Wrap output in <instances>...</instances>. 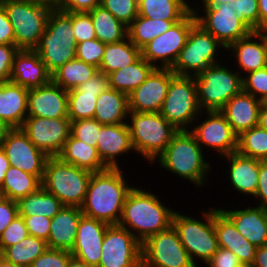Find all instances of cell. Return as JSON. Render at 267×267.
I'll use <instances>...</instances> for the list:
<instances>
[{
	"instance_id": "6da1fadb",
	"label": "cell",
	"mask_w": 267,
	"mask_h": 267,
	"mask_svg": "<svg viewBox=\"0 0 267 267\" xmlns=\"http://www.w3.org/2000/svg\"><path fill=\"white\" fill-rule=\"evenodd\" d=\"M125 179L120 168L92 173L84 203L80 207L83 215L108 225L118 224L126 197L133 188Z\"/></svg>"
},
{
	"instance_id": "7a4b0ae2",
	"label": "cell",
	"mask_w": 267,
	"mask_h": 267,
	"mask_svg": "<svg viewBox=\"0 0 267 267\" xmlns=\"http://www.w3.org/2000/svg\"><path fill=\"white\" fill-rule=\"evenodd\" d=\"M163 204L154 193L133 187L126 197L118 225L129 230L142 244L172 226L175 211Z\"/></svg>"
},
{
	"instance_id": "3957f363",
	"label": "cell",
	"mask_w": 267,
	"mask_h": 267,
	"mask_svg": "<svg viewBox=\"0 0 267 267\" xmlns=\"http://www.w3.org/2000/svg\"><path fill=\"white\" fill-rule=\"evenodd\" d=\"M202 148L189 130H180L156 160L162 168L200 187L208 182L207 174L212 169L205 161Z\"/></svg>"
},
{
	"instance_id": "277c9868",
	"label": "cell",
	"mask_w": 267,
	"mask_h": 267,
	"mask_svg": "<svg viewBox=\"0 0 267 267\" xmlns=\"http://www.w3.org/2000/svg\"><path fill=\"white\" fill-rule=\"evenodd\" d=\"M77 41L72 29V12L54 7L48 17L44 34L34 51L52 74L76 58Z\"/></svg>"
},
{
	"instance_id": "5b68a950",
	"label": "cell",
	"mask_w": 267,
	"mask_h": 267,
	"mask_svg": "<svg viewBox=\"0 0 267 267\" xmlns=\"http://www.w3.org/2000/svg\"><path fill=\"white\" fill-rule=\"evenodd\" d=\"M91 171L62 161L58 156L48 157L42 187L55 195L64 206L81 207L84 203Z\"/></svg>"
},
{
	"instance_id": "8992f818",
	"label": "cell",
	"mask_w": 267,
	"mask_h": 267,
	"mask_svg": "<svg viewBox=\"0 0 267 267\" xmlns=\"http://www.w3.org/2000/svg\"><path fill=\"white\" fill-rule=\"evenodd\" d=\"M128 123L134 151L151 163L171 142L176 130L159 112H129Z\"/></svg>"
},
{
	"instance_id": "52a82bcc",
	"label": "cell",
	"mask_w": 267,
	"mask_h": 267,
	"mask_svg": "<svg viewBox=\"0 0 267 267\" xmlns=\"http://www.w3.org/2000/svg\"><path fill=\"white\" fill-rule=\"evenodd\" d=\"M13 26L15 46L34 50L44 34L47 20L54 8L31 0H0Z\"/></svg>"
},
{
	"instance_id": "ba28073f",
	"label": "cell",
	"mask_w": 267,
	"mask_h": 267,
	"mask_svg": "<svg viewBox=\"0 0 267 267\" xmlns=\"http://www.w3.org/2000/svg\"><path fill=\"white\" fill-rule=\"evenodd\" d=\"M220 63L204 68L194 76L199 106L206 111H220L243 90L242 75Z\"/></svg>"
},
{
	"instance_id": "9c48e42d",
	"label": "cell",
	"mask_w": 267,
	"mask_h": 267,
	"mask_svg": "<svg viewBox=\"0 0 267 267\" xmlns=\"http://www.w3.org/2000/svg\"><path fill=\"white\" fill-rule=\"evenodd\" d=\"M204 221H200L175 211L172 226L177 231L179 239L189 254L192 262L197 266L195 256L205 264L219 249L214 226V208L203 212Z\"/></svg>"
},
{
	"instance_id": "30bf717a",
	"label": "cell",
	"mask_w": 267,
	"mask_h": 267,
	"mask_svg": "<svg viewBox=\"0 0 267 267\" xmlns=\"http://www.w3.org/2000/svg\"><path fill=\"white\" fill-rule=\"evenodd\" d=\"M201 110L197 87L194 76L175 75L168 88L167 95L163 101L160 114L178 131L188 130V125L192 124L200 116Z\"/></svg>"
},
{
	"instance_id": "8fae6325",
	"label": "cell",
	"mask_w": 267,
	"mask_h": 267,
	"mask_svg": "<svg viewBox=\"0 0 267 267\" xmlns=\"http://www.w3.org/2000/svg\"><path fill=\"white\" fill-rule=\"evenodd\" d=\"M220 45L223 47L212 34L196 23L171 70L178 76L199 74L204 68L220 63L216 59Z\"/></svg>"
},
{
	"instance_id": "7c38bea8",
	"label": "cell",
	"mask_w": 267,
	"mask_h": 267,
	"mask_svg": "<svg viewBox=\"0 0 267 267\" xmlns=\"http://www.w3.org/2000/svg\"><path fill=\"white\" fill-rule=\"evenodd\" d=\"M141 254L142 267H197L173 226L147 238L141 244Z\"/></svg>"
},
{
	"instance_id": "4fadbf2b",
	"label": "cell",
	"mask_w": 267,
	"mask_h": 267,
	"mask_svg": "<svg viewBox=\"0 0 267 267\" xmlns=\"http://www.w3.org/2000/svg\"><path fill=\"white\" fill-rule=\"evenodd\" d=\"M203 6V13L205 14L203 16H199L197 11L199 9L192 7L196 22L205 31L212 34L224 49L253 32L238 18L230 3Z\"/></svg>"
},
{
	"instance_id": "5bb4252c",
	"label": "cell",
	"mask_w": 267,
	"mask_h": 267,
	"mask_svg": "<svg viewBox=\"0 0 267 267\" xmlns=\"http://www.w3.org/2000/svg\"><path fill=\"white\" fill-rule=\"evenodd\" d=\"M196 23L192 10L184 19L146 44L141 49V56L155 68L171 69L186 44L191 28ZM157 61H161L160 66L159 64L157 66Z\"/></svg>"
},
{
	"instance_id": "9a60e30c",
	"label": "cell",
	"mask_w": 267,
	"mask_h": 267,
	"mask_svg": "<svg viewBox=\"0 0 267 267\" xmlns=\"http://www.w3.org/2000/svg\"><path fill=\"white\" fill-rule=\"evenodd\" d=\"M141 243L124 227L109 225L102 242L97 267H141Z\"/></svg>"
},
{
	"instance_id": "2e32d148",
	"label": "cell",
	"mask_w": 267,
	"mask_h": 267,
	"mask_svg": "<svg viewBox=\"0 0 267 267\" xmlns=\"http://www.w3.org/2000/svg\"><path fill=\"white\" fill-rule=\"evenodd\" d=\"M22 131L48 157L58 156L70 136L69 118L26 117Z\"/></svg>"
},
{
	"instance_id": "e0dca14e",
	"label": "cell",
	"mask_w": 267,
	"mask_h": 267,
	"mask_svg": "<svg viewBox=\"0 0 267 267\" xmlns=\"http://www.w3.org/2000/svg\"><path fill=\"white\" fill-rule=\"evenodd\" d=\"M0 147L10 166L35 175L42 182L48 156L29 140L21 128H12Z\"/></svg>"
},
{
	"instance_id": "ac0fdd59",
	"label": "cell",
	"mask_w": 267,
	"mask_h": 267,
	"mask_svg": "<svg viewBox=\"0 0 267 267\" xmlns=\"http://www.w3.org/2000/svg\"><path fill=\"white\" fill-rule=\"evenodd\" d=\"M175 75L169 68H154L146 80L128 94L129 112H160Z\"/></svg>"
},
{
	"instance_id": "d6986e66",
	"label": "cell",
	"mask_w": 267,
	"mask_h": 267,
	"mask_svg": "<svg viewBox=\"0 0 267 267\" xmlns=\"http://www.w3.org/2000/svg\"><path fill=\"white\" fill-rule=\"evenodd\" d=\"M207 119L189 131L201 145L216 150L220 156L237 152L238 136L220 111H206Z\"/></svg>"
},
{
	"instance_id": "ffe728a7",
	"label": "cell",
	"mask_w": 267,
	"mask_h": 267,
	"mask_svg": "<svg viewBox=\"0 0 267 267\" xmlns=\"http://www.w3.org/2000/svg\"><path fill=\"white\" fill-rule=\"evenodd\" d=\"M27 117L69 118L68 91L52 80L28 90Z\"/></svg>"
},
{
	"instance_id": "44dd1931",
	"label": "cell",
	"mask_w": 267,
	"mask_h": 267,
	"mask_svg": "<svg viewBox=\"0 0 267 267\" xmlns=\"http://www.w3.org/2000/svg\"><path fill=\"white\" fill-rule=\"evenodd\" d=\"M108 226L102 221L82 215L77 227L75 244L70 251L72 256L88 265L97 267Z\"/></svg>"
},
{
	"instance_id": "7402d4cb",
	"label": "cell",
	"mask_w": 267,
	"mask_h": 267,
	"mask_svg": "<svg viewBox=\"0 0 267 267\" xmlns=\"http://www.w3.org/2000/svg\"><path fill=\"white\" fill-rule=\"evenodd\" d=\"M52 80V74L34 50L19 49L16 53L9 81L27 89L46 85Z\"/></svg>"
},
{
	"instance_id": "603a6c76",
	"label": "cell",
	"mask_w": 267,
	"mask_h": 267,
	"mask_svg": "<svg viewBox=\"0 0 267 267\" xmlns=\"http://www.w3.org/2000/svg\"><path fill=\"white\" fill-rule=\"evenodd\" d=\"M214 226L219 247L232 251L242 264L252 265L257 247L250 243L217 207L214 208Z\"/></svg>"
},
{
	"instance_id": "cb8c5ba5",
	"label": "cell",
	"mask_w": 267,
	"mask_h": 267,
	"mask_svg": "<svg viewBox=\"0 0 267 267\" xmlns=\"http://www.w3.org/2000/svg\"><path fill=\"white\" fill-rule=\"evenodd\" d=\"M96 147L108 168H120L116 156L134 151L128 124L102 125Z\"/></svg>"
},
{
	"instance_id": "d4e9b609",
	"label": "cell",
	"mask_w": 267,
	"mask_h": 267,
	"mask_svg": "<svg viewBox=\"0 0 267 267\" xmlns=\"http://www.w3.org/2000/svg\"><path fill=\"white\" fill-rule=\"evenodd\" d=\"M262 101L243 90L233 96L220 110L232 127L234 133L240 136L258 125L259 111Z\"/></svg>"
},
{
	"instance_id": "484cf974",
	"label": "cell",
	"mask_w": 267,
	"mask_h": 267,
	"mask_svg": "<svg viewBox=\"0 0 267 267\" xmlns=\"http://www.w3.org/2000/svg\"><path fill=\"white\" fill-rule=\"evenodd\" d=\"M220 210L250 243L256 247L267 245V209L257 205L240 210Z\"/></svg>"
},
{
	"instance_id": "4316f807",
	"label": "cell",
	"mask_w": 267,
	"mask_h": 267,
	"mask_svg": "<svg viewBox=\"0 0 267 267\" xmlns=\"http://www.w3.org/2000/svg\"><path fill=\"white\" fill-rule=\"evenodd\" d=\"M82 215L80 207H62L51 219L48 248L71 251L75 244L77 227Z\"/></svg>"
},
{
	"instance_id": "83f0119b",
	"label": "cell",
	"mask_w": 267,
	"mask_h": 267,
	"mask_svg": "<svg viewBox=\"0 0 267 267\" xmlns=\"http://www.w3.org/2000/svg\"><path fill=\"white\" fill-rule=\"evenodd\" d=\"M28 90L13 81H0V119L20 128L27 117Z\"/></svg>"
},
{
	"instance_id": "f1b7e54d",
	"label": "cell",
	"mask_w": 267,
	"mask_h": 267,
	"mask_svg": "<svg viewBox=\"0 0 267 267\" xmlns=\"http://www.w3.org/2000/svg\"><path fill=\"white\" fill-rule=\"evenodd\" d=\"M256 39L260 41L257 42ZM231 49L238 61L239 69L245 70L244 72L247 71L246 74L267 66V43L259 31L251 32L247 37L230 45L226 50Z\"/></svg>"
},
{
	"instance_id": "f546056e",
	"label": "cell",
	"mask_w": 267,
	"mask_h": 267,
	"mask_svg": "<svg viewBox=\"0 0 267 267\" xmlns=\"http://www.w3.org/2000/svg\"><path fill=\"white\" fill-rule=\"evenodd\" d=\"M230 162L229 179L239 193L255 196L258 187L259 160L238 152L222 156Z\"/></svg>"
},
{
	"instance_id": "4dcf8cb0",
	"label": "cell",
	"mask_w": 267,
	"mask_h": 267,
	"mask_svg": "<svg viewBox=\"0 0 267 267\" xmlns=\"http://www.w3.org/2000/svg\"><path fill=\"white\" fill-rule=\"evenodd\" d=\"M58 157L68 164L89 170L93 173L108 169L102 162L97 147L90 146L74 138L71 134L64 143Z\"/></svg>"
},
{
	"instance_id": "1f68e13d",
	"label": "cell",
	"mask_w": 267,
	"mask_h": 267,
	"mask_svg": "<svg viewBox=\"0 0 267 267\" xmlns=\"http://www.w3.org/2000/svg\"><path fill=\"white\" fill-rule=\"evenodd\" d=\"M128 95L109 88L97 97L94 119L102 125L128 123Z\"/></svg>"
},
{
	"instance_id": "d6a6232c",
	"label": "cell",
	"mask_w": 267,
	"mask_h": 267,
	"mask_svg": "<svg viewBox=\"0 0 267 267\" xmlns=\"http://www.w3.org/2000/svg\"><path fill=\"white\" fill-rule=\"evenodd\" d=\"M154 68L140 56L134 63L108 74L109 86L128 95L146 80Z\"/></svg>"
},
{
	"instance_id": "836d02e7",
	"label": "cell",
	"mask_w": 267,
	"mask_h": 267,
	"mask_svg": "<svg viewBox=\"0 0 267 267\" xmlns=\"http://www.w3.org/2000/svg\"><path fill=\"white\" fill-rule=\"evenodd\" d=\"M186 0H138V15L151 19L180 21L191 11Z\"/></svg>"
},
{
	"instance_id": "e575fe53",
	"label": "cell",
	"mask_w": 267,
	"mask_h": 267,
	"mask_svg": "<svg viewBox=\"0 0 267 267\" xmlns=\"http://www.w3.org/2000/svg\"><path fill=\"white\" fill-rule=\"evenodd\" d=\"M88 13L91 16L96 37L102 43H118L128 37V27L101 5Z\"/></svg>"
},
{
	"instance_id": "d590c367",
	"label": "cell",
	"mask_w": 267,
	"mask_h": 267,
	"mask_svg": "<svg viewBox=\"0 0 267 267\" xmlns=\"http://www.w3.org/2000/svg\"><path fill=\"white\" fill-rule=\"evenodd\" d=\"M18 215H40L53 218L64 207L62 202L53 194H50L42 186L35 192L17 201Z\"/></svg>"
},
{
	"instance_id": "8d00e7d4",
	"label": "cell",
	"mask_w": 267,
	"mask_h": 267,
	"mask_svg": "<svg viewBox=\"0 0 267 267\" xmlns=\"http://www.w3.org/2000/svg\"><path fill=\"white\" fill-rule=\"evenodd\" d=\"M141 56V50L127 37L121 42L105 44L99 70L110 74L134 63Z\"/></svg>"
},
{
	"instance_id": "74e56055",
	"label": "cell",
	"mask_w": 267,
	"mask_h": 267,
	"mask_svg": "<svg viewBox=\"0 0 267 267\" xmlns=\"http://www.w3.org/2000/svg\"><path fill=\"white\" fill-rule=\"evenodd\" d=\"M42 186L41 181L32 174L26 173L16 167L10 166L5 173L0 196L18 201Z\"/></svg>"
},
{
	"instance_id": "f35d334b",
	"label": "cell",
	"mask_w": 267,
	"mask_h": 267,
	"mask_svg": "<svg viewBox=\"0 0 267 267\" xmlns=\"http://www.w3.org/2000/svg\"><path fill=\"white\" fill-rule=\"evenodd\" d=\"M98 71L99 68L96 66L75 58L53 72L52 81L69 91L91 79Z\"/></svg>"
},
{
	"instance_id": "ab89813d",
	"label": "cell",
	"mask_w": 267,
	"mask_h": 267,
	"mask_svg": "<svg viewBox=\"0 0 267 267\" xmlns=\"http://www.w3.org/2000/svg\"><path fill=\"white\" fill-rule=\"evenodd\" d=\"M179 21H166L137 16L128 26L129 40L140 50L160 34L165 33Z\"/></svg>"
},
{
	"instance_id": "60d3db41",
	"label": "cell",
	"mask_w": 267,
	"mask_h": 267,
	"mask_svg": "<svg viewBox=\"0 0 267 267\" xmlns=\"http://www.w3.org/2000/svg\"><path fill=\"white\" fill-rule=\"evenodd\" d=\"M47 248L45 240L28 235L19 243L7 247L1 255L9 262L30 267Z\"/></svg>"
},
{
	"instance_id": "b9f144b4",
	"label": "cell",
	"mask_w": 267,
	"mask_h": 267,
	"mask_svg": "<svg viewBox=\"0 0 267 267\" xmlns=\"http://www.w3.org/2000/svg\"><path fill=\"white\" fill-rule=\"evenodd\" d=\"M237 152L256 160H267V130L257 125L244 131L238 136Z\"/></svg>"
},
{
	"instance_id": "7bdbcfd3",
	"label": "cell",
	"mask_w": 267,
	"mask_h": 267,
	"mask_svg": "<svg viewBox=\"0 0 267 267\" xmlns=\"http://www.w3.org/2000/svg\"><path fill=\"white\" fill-rule=\"evenodd\" d=\"M102 92L68 91V117L71 121L79 119H93L97 97Z\"/></svg>"
},
{
	"instance_id": "ee69618b",
	"label": "cell",
	"mask_w": 267,
	"mask_h": 267,
	"mask_svg": "<svg viewBox=\"0 0 267 267\" xmlns=\"http://www.w3.org/2000/svg\"><path fill=\"white\" fill-rule=\"evenodd\" d=\"M100 5L127 27L138 16V0H101Z\"/></svg>"
},
{
	"instance_id": "f6af8a7d",
	"label": "cell",
	"mask_w": 267,
	"mask_h": 267,
	"mask_svg": "<svg viewBox=\"0 0 267 267\" xmlns=\"http://www.w3.org/2000/svg\"><path fill=\"white\" fill-rule=\"evenodd\" d=\"M102 124L96 119H79L71 121L70 134L80 141L90 145L97 146L99 131Z\"/></svg>"
},
{
	"instance_id": "bcb514c9",
	"label": "cell",
	"mask_w": 267,
	"mask_h": 267,
	"mask_svg": "<svg viewBox=\"0 0 267 267\" xmlns=\"http://www.w3.org/2000/svg\"><path fill=\"white\" fill-rule=\"evenodd\" d=\"M242 84L244 92L263 102L267 98V66L246 74Z\"/></svg>"
},
{
	"instance_id": "7dc6e473",
	"label": "cell",
	"mask_w": 267,
	"mask_h": 267,
	"mask_svg": "<svg viewBox=\"0 0 267 267\" xmlns=\"http://www.w3.org/2000/svg\"><path fill=\"white\" fill-rule=\"evenodd\" d=\"M104 51L105 44L97 38L93 40H86L84 42L77 43L76 58L99 68Z\"/></svg>"
},
{
	"instance_id": "c3c4849f",
	"label": "cell",
	"mask_w": 267,
	"mask_h": 267,
	"mask_svg": "<svg viewBox=\"0 0 267 267\" xmlns=\"http://www.w3.org/2000/svg\"><path fill=\"white\" fill-rule=\"evenodd\" d=\"M239 19L252 31H259L258 0H234L230 3Z\"/></svg>"
},
{
	"instance_id": "681fc988",
	"label": "cell",
	"mask_w": 267,
	"mask_h": 267,
	"mask_svg": "<svg viewBox=\"0 0 267 267\" xmlns=\"http://www.w3.org/2000/svg\"><path fill=\"white\" fill-rule=\"evenodd\" d=\"M25 221L22 216L17 215L9 226L2 232L0 236L1 253L14 244L19 243L28 236Z\"/></svg>"
},
{
	"instance_id": "f907efd6",
	"label": "cell",
	"mask_w": 267,
	"mask_h": 267,
	"mask_svg": "<svg viewBox=\"0 0 267 267\" xmlns=\"http://www.w3.org/2000/svg\"><path fill=\"white\" fill-rule=\"evenodd\" d=\"M72 29L77 43L97 38L88 12H72Z\"/></svg>"
},
{
	"instance_id": "816d5d0a",
	"label": "cell",
	"mask_w": 267,
	"mask_h": 267,
	"mask_svg": "<svg viewBox=\"0 0 267 267\" xmlns=\"http://www.w3.org/2000/svg\"><path fill=\"white\" fill-rule=\"evenodd\" d=\"M72 257L70 251L47 248L30 267H67Z\"/></svg>"
},
{
	"instance_id": "f5cc1de1",
	"label": "cell",
	"mask_w": 267,
	"mask_h": 267,
	"mask_svg": "<svg viewBox=\"0 0 267 267\" xmlns=\"http://www.w3.org/2000/svg\"><path fill=\"white\" fill-rule=\"evenodd\" d=\"M22 217L25 221L26 228L30 236L43 239L46 242L48 241L50 235L51 218L40 215Z\"/></svg>"
},
{
	"instance_id": "db71d44e",
	"label": "cell",
	"mask_w": 267,
	"mask_h": 267,
	"mask_svg": "<svg viewBox=\"0 0 267 267\" xmlns=\"http://www.w3.org/2000/svg\"><path fill=\"white\" fill-rule=\"evenodd\" d=\"M18 51L13 44H0V81H9L13 60Z\"/></svg>"
},
{
	"instance_id": "11a10c76",
	"label": "cell",
	"mask_w": 267,
	"mask_h": 267,
	"mask_svg": "<svg viewBox=\"0 0 267 267\" xmlns=\"http://www.w3.org/2000/svg\"><path fill=\"white\" fill-rule=\"evenodd\" d=\"M17 215V201L0 196V236Z\"/></svg>"
},
{
	"instance_id": "9f6ffc18",
	"label": "cell",
	"mask_w": 267,
	"mask_h": 267,
	"mask_svg": "<svg viewBox=\"0 0 267 267\" xmlns=\"http://www.w3.org/2000/svg\"><path fill=\"white\" fill-rule=\"evenodd\" d=\"M101 4V0H58L56 8L65 12H90Z\"/></svg>"
},
{
	"instance_id": "6f0895ef",
	"label": "cell",
	"mask_w": 267,
	"mask_h": 267,
	"mask_svg": "<svg viewBox=\"0 0 267 267\" xmlns=\"http://www.w3.org/2000/svg\"><path fill=\"white\" fill-rule=\"evenodd\" d=\"M206 264L208 267H238L242 263L232 251L219 247Z\"/></svg>"
},
{
	"instance_id": "680465c9",
	"label": "cell",
	"mask_w": 267,
	"mask_h": 267,
	"mask_svg": "<svg viewBox=\"0 0 267 267\" xmlns=\"http://www.w3.org/2000/svg\"><path fill=\"white\" fill-rule=\"evenodd\" d=\"M109 88L110 86L108 75L99 70L92 76L91 79H88L86 82L82 83L75 89L77 91L104 92Z\"/></svg>"
},
{
	"instance_id": "91938a15",
	"label": "cell",
	"mask_w": 267,
	"mask_h": 267,
	"mask_svg": "<svg viewBox=\"0 0 267 267\" xmlns=\"http://www.w3.org/2000/svg\"><path fill=\"white\" fill-rule=\"evenodd\" d=\"M255 197L260 199L258 206L267 209V160H259L258 187Z\"/></svg>"
},
{
	"instance_id": "94428289",
	"label": "cell",
	"mask_w": 267,
	"mask_h": 267,
	"mask_svg": "<svg viewBox=\"0 0 267 267\" xmlns=\"http://www.w3.org/2000/svg\"><path fill=\"white\" fill-rule=\"evenodd\" d=\"M0 44L15 45L13 26L10 23L7 13L0 3Z\"/></svg>"
},
{
	"instance_id": "6125c7cd",
	"label": "cell",
	"mask_w": 267,
	"mask_h": 267,
	"mask_svg": "<svg viewBox=\"0 0 267 267\" xmlns=\"http://www.w3.org/2000/svg\"><path fill=\"white\" fill-rule=\"evenodd\" d=\"M252 267H267V245L257 247Z\"/></svg>"
},
{
	"instance_id": "be15d7a7",
	"label": "cell",
	"mask_w": 267,
	"mask_h": 267,
	"mask_svg": "<svg viewBox=\"0 0 267 267\" xmlns=\"http://www.w3.org/2000/svg\"><path fill=\"white\" fill-rule=\"evenodd\" d=\"M259 30L267 26V0H258Z\"/></svg>"
},
{
	"instance_id": "e7e4bbea",
	"label": "cell",
	"mask_w": 267,
	"mask_h": 267,
	"mask_svg": "<svg viewBox=\"0 0 267 267\" xmlns=\"http://www.w3.org/2000/svg\"><path fill=\"white\" fill-rule=\"evenodd\" d=\"M10 167V163L7 159V156L5 155V152L0 147V188L3 185L5 173Z\"/></svg>"
},
{
	"instance_id": "03108f58",
	"label": "cell",
	"mask_w": 267,
	"mask_h": 267,
	"mask_svg": "<svg viewBox=\"0 0 267 267\" xmlns=\"http://www.w3.org/2000/svg\"><path fill=\"white\" fill-rule=\"evenodd\" d=\"M258 125L267 130V104L264 102L261 103Z\"/></svg>"
},
{
	"instance_id": "003e7915",
	"label": "cell",
	"mask_w": 267,
	"mask_h": 267,
	"mask_svg": "<svg viewBox=\"0 0 267 267\" xmlns=\"http://www.w3.org/2000/svg\"><path fill=\"white\" fill-rule=\"evenodd\" d=\"M11 129L12 127L9 124H7L4 120L0 119V146L6 139L7 134Z\"/></svg>"
},
{
	"instance_id": "a7ac6f4b",
	"label": "cell",
	"mask_w": 267,
	"mask_h": 267,
	"mask_svg": "<svg viewBox=\"0 0 267 267\" xmlns=\"http://www.w3.org/2000/svg\"><path fill=\"white\" fill-rule=\"evenodd\" d=\"M67 267H93V266L88 265L85 262H82V261L77 260L76 258L72 257L70 259Z\"/></svg>"
},
{
	"instance_id": "89a4df30",
	"label": "cell",
	"mask_w": 267,
	"mask_h": 267,
	"mask_svg": "<svg viewBox=\"0 0 267 267\" xmlns=\"http://www.w3.org/2000/svg\"><path fill=\"white\" fill-rule=\"evenodd\" d=\"M0 267H24L7 261L2 255L0 256Z\"/></svg>"
},
{
	"instance_id": "2644e50d",
	"label": "cell",
	"mask_w": 267,
	"mask_h": 267,
	"mask_svg": "<svg viewBox=\"0 0 267 267\" xmlns=\"http://www.w3.org/2000/svg\"><path fill=\"white\" fill-rule=\"evenodd\" d=\"M203 5H217L222 3H232L234 0H202Z\"/></svg>"
},
{
	"instance_id": "8c879c8a",
	"label": "cell",
	"mask_w": 267,
	"mask_h": 267,
	"mask_svg": "<svg viewBox=\"0 0 267 267\" xmlns=\"http://www.w3.org/2000/svg\"><path fill=\"white\" fill-rule=\"evenodd\" d=\"M31 1H36L46 5H50L52 7H56V3L58 0H31Z\"/></svg>"
},
{
	"instance_id": "753ad0ef",
	"label": "cell",
	"mask_w": 267,
	"mask_h": 267,
	"mask_svg": "<svg viewBox=\"0 0 267 267\" xmlns=\"http://www.w3.org/2000/svg\"><path fill=\"white\" fill-rule=\"evenodd\" d=\"M259 32L264 36L267 43V26L263 27Z\"/></svg>"
},
{
	"instance_id": "34e18365",
	"label": "cell",
	"mask_w": 267,
	"mask_h": 267,
	"mask_svg": "<svg viewBox=\"0 0 267 267\" xmlns=\"http://www.w3.org/2000/svg\"><path fill=\"white\" fill-rule=\"evenodd\" d=\"M238 267H252V265H248V264H241L240 266Z\"/></svg>"
}]
</instances>
